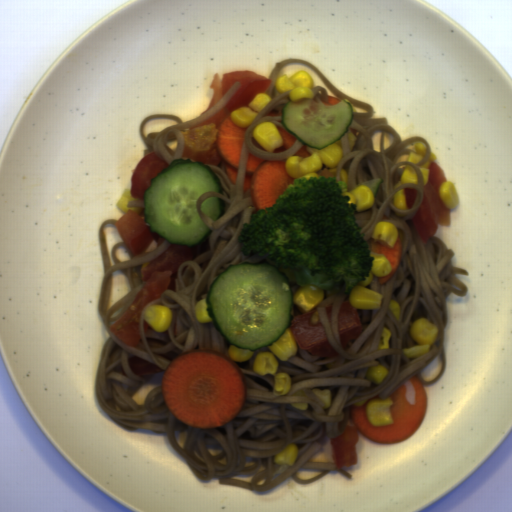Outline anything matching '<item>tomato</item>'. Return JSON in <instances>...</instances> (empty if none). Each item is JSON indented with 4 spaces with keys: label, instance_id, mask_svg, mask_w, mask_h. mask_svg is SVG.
Instances as JSON below:
<instances>
[{
    "label": "tomato",
    "instance_id": "tomato-1",
    "mask_svg": "<svg viewBox=\"0 0 512 512\" xmlns=\"http://www.w3.org/2000/svg\"><path fill=\"white\" fill-rule=\"evenodd\" d=\"M236 81L241 85L223 106V108L200 122L199 124L179 131L183 135L184 148L181 159H190L193 162H202L205 165L221 164V156L217 149L218 125L232 112L240 107H249L259 93H266L273 79L250 70H231L229 72L214 73L209 88L213 89V95L206 113L216 106ZM201 114V115H202Z\"/></svg>",
    "mask_w": 512,
    "mask_h": 512
},
{
    "label": "tomato",
    "instance_id": "tomato-2",
    "mask_svg": "<svg viewBox=\"0 0 512 512\" xmlns=\"http://www.w3.org/2000/svg\"><path fill=\"white\" fill-rule=\"evenodd\" d=\"M193 258L192 248L171 243L158 257L143 263L140 273L141 280L145 283L127 309L110 325V332L130 347L136 348L142 339L139 325L144 307L154 299H161L165 290L175 292V279H178L179 267Z\"/></svg>",
    "mask_w": 512,
    "mask_h": 512
},
{
    "label": "tomato",
    "instance_id": "tomato-3",
    "mask_svg": "<svg viewBox=\"0 0 512 512\" xmlns=\"http://www.w3.org/2000/svg\"><path fill=\"white\" fill-rule=\"evenodd\" d=\"M429 180L424 186V199L411 219L423 244H427L437 234L438 226L451 227V209L442 203L439 190L443 182H448L444 169L435 161L429 166Z\"/></svg>",
    "mask_w": 512,
    "mask_h": 512
},
{
    "label": "tomato",
    "instance_id": "tomato-4",
    "mask_svg": "<svg viewBox=\"0 0 512 512\" xmlns=\"http://www.w3.org/2000/svg\"><path fill=\"white\" fill-rule=\"evenodd\" d=\"M299 349L318 358L340 357L331 345L317 308L310 312L293 316L288 327Z\"/></svg>",
    "mask_w": 512,
    "mask_h": 512
},
{
    "label": "tomato",
    "instance_id": "tomato-5",
    "mask_svg": "<svg viewBox=\"0 0 512 512\" xmlns=\"http://www.w3.org/2000/svg\"><path fill=\"white\" fill-rule=\"evenodd\" d=\"M144 218V209L139 214L128 209L114 223L117 234L134 257L141 255L152 241H157L158 248L165 240L156 232L150 231L151 226H147Z\"/></svg>",
    "mask_w": 512,
    "mask_h": 512
},
{
    "label": "tomato",
    "instance_id": "tomato-6",
    "mask_svg": "<svg viewBox=\"0 0 512 512\" xmlns=\"http://www.w3.org/2000/svg\"><path fill=\"white\" fill-rule=\"evenodd\" d=\"M166 160L156 154L155 151L144 156L135 166L131 174L130 198L144 201L145 191L151 185V179L156 178L162 170L169 167Z\"/></svg>",
    "mask_w": 512,
    "mask_h": 512
},
{
    "label": "tomato",
    "instance_id": "tomato-7",
    "mask_svg": "<svg viewBox=\"0 0 512 512\" xmlns=\"http://www.w3.org/2000/svg\"><path fill=\"white\" fill-rule=\"evenodd\" d=\"M359 440L358 429L356 425H346L344 432L335 438L330 437L332 447L331 457L336 469L344 467L357 466L356 445Z\"/></svg>",
    "mask_w": 512,
    "mask_h": 512
},
{
    "label": "tomato",
    "instance_id": "tomato-8",
    "mask_svg": "<svg viewBox=\"0 0 512 512\" xmlns=\"http://www.w3.org/2000/svg\"><path fill=\"white\" fill-rule=\"evenodd\" d=\"M364 331L363 322L349 300L342 301L338 315V332L342 349L345 351L351 340H356Z\"/></svg>",
    "mask_w": 512,
    "mask_h": 512
},
{
    "label": "tomato",
    "instance_id": "tomato-9",
    "mask_svg": "<svg viewBox=\"0 0 512 512\" xmlns=\"http://www.w3.org/2000/svg\"><path fill=\"white\" fill-rule=\"evenodd\" d=\"M418 189L405 187V200L408 209H411L416 201Z\"/></svg>",
    "mask_w": 512,
    "mask_h": 512
}]
</instances>
